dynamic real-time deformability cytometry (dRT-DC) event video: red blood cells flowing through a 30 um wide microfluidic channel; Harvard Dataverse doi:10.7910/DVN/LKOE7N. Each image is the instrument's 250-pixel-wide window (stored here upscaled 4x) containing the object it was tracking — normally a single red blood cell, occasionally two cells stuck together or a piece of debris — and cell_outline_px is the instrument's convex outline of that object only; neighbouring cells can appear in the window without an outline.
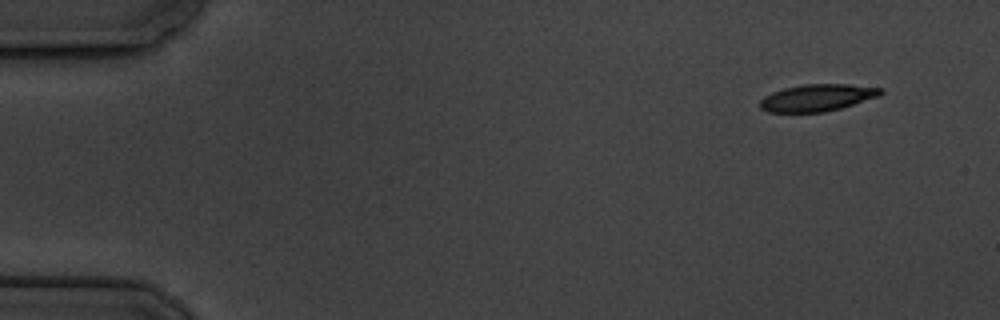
{"species": "common noctule bat (a hibernating species)", "species_latin": "Nyctalus noctula", "temperature_condition": "cold", "stored_images_in_passage": 7, "camera_frame_rate_fps": 3000, "um_per_image_px": 0.085, "animal": {"sex": "male", "body_mass_g": 19.5, "forearm_length_mm": 54.6}, "frame": {"image": 1, "passage_image": 1, "time_ms": 0.0, "image_size_px": [1000, 320], "cell_outline_px": [[884, 92], [880, 96], [840, 108], [824, 112], [768, 112], [760, 108], [760, 100], [764, 96], [772, 92], [784, 88], [804, 84], [848, 84], [884, 88]], "centroid_in_image_um": [69.48, 8.3], "position_along_channel_um": 15.5, "area_um2": 19.02}}
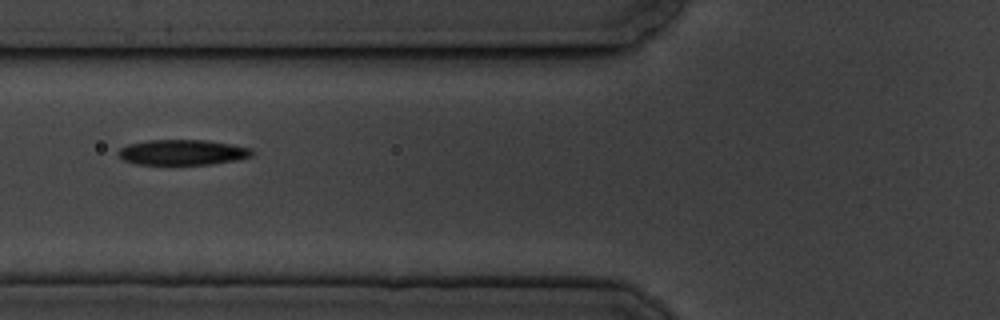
{"frame": {"image": 2, "passage_image": 6, "time_ms": 6.0, "image_size_px": [1000, 320], "cell_outline_px": [[252, 156], [236, 160], [212, 164], [136, 164], [124, 160], [116, 152], [120, 148], [128, 144], [148, 140], [208, 140], [232, 144], [252, 148]], "centroid_in_image_um": [15.52, 12.94], "position_along_channel_um": 110.3, "area_um2": 19.77}}
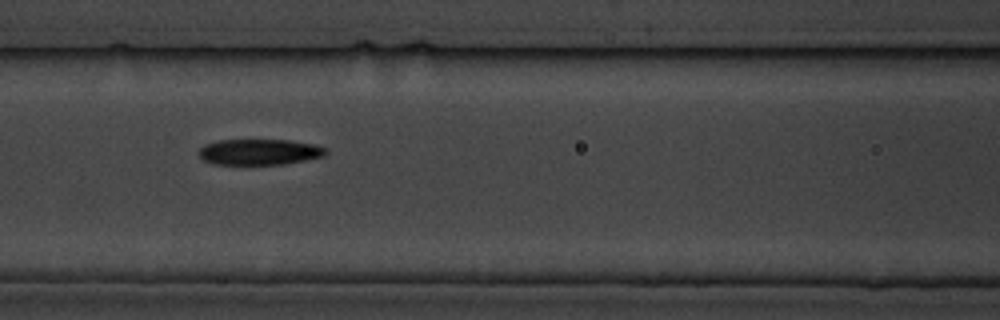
{"frame": {"image": 3, "passage_image": 7, "time_ms": 7.0, "image_size_px": [1000, 320], "cell_outline_px": [[328, 152], [324, 156], [284, 164], [212, 164], [204, 160], [200, 156], [200, 148], [204, 144], [216, 140], [288, 140], [316, 144], [328, 148]], "centroid_in_image_um": [22.08, 12.91], "position_along_channel_um": 144.5, "area_um2": 19.19}}